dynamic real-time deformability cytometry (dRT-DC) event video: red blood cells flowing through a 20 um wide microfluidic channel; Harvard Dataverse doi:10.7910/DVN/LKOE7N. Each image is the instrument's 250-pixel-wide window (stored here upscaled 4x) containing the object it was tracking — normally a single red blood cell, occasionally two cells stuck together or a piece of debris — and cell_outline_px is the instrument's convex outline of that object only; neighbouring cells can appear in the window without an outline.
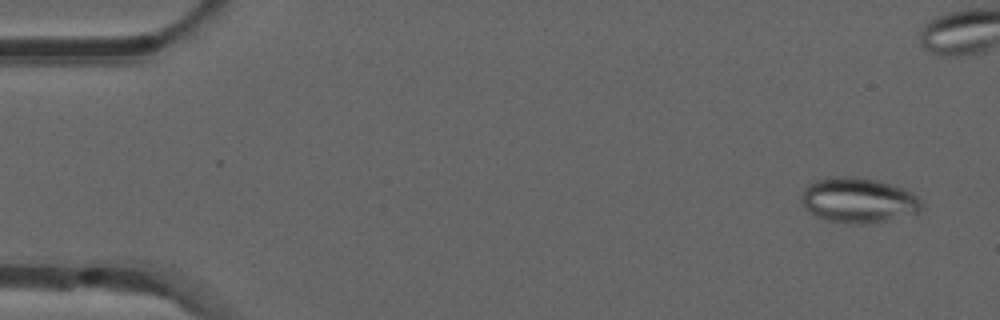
{"species": "common noctule bat (a hibernating species)", "species_latin": "Nyctalus noctula", "temperature_condition": "room temperature", "stored_images_in_passage": 43, "camera_frame_rate_fps": 3000, "um_per_image_px": 0.085, "animal": {"sex": "male", "forearm_length_mm": 52.5}, "frame": {"image": 1, "passage_image": 3, "time_ms": 0.667, "image_size_px": [1000, 320], "cell_outline_px": [[924, 208], [920, 212], [888, 220], [868, 224], [856, 224], [828, 220], [816, 216], [808, 212], [804, 208], [800, 200], [800, 196], [804, 188], [808, 184], [816, 180], [832, 176], [856, 176], [880, 180], [904, 188], [912, 192], [924, 204]], "centroid_in_image_um": [72.96, 17.01], "position_along_channel_um": 12.0, "area_um2": 32.19}}
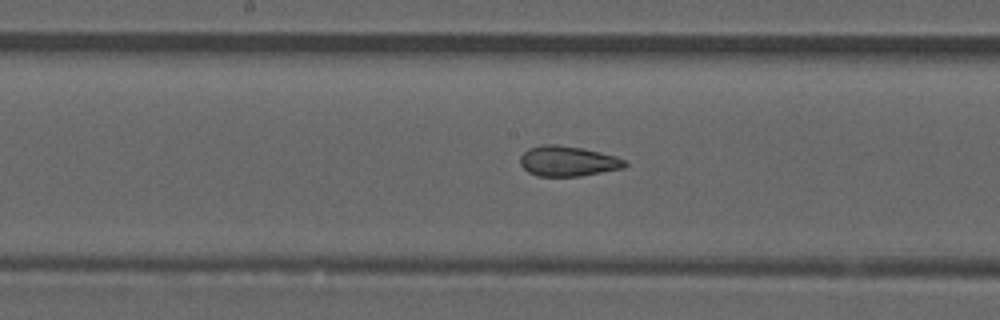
{"frame": {"image": 2, "passage_image": 27, "time_ms": 8.667, "image_size_px": [1000, 320], "cell_outline_px": [[628, 164], [624, 168], [580, 176], [536, 176], [528, 172], [520, 164], [520, 156], [528, 148], [544, 144], [556, 144], [580, 148], [600, 152], [616, 156], [628, 160]], "centroid_in_image_um": [48.28, 13.7], "position_along_channel_um": 199.9, "area_um2": 18.55}}
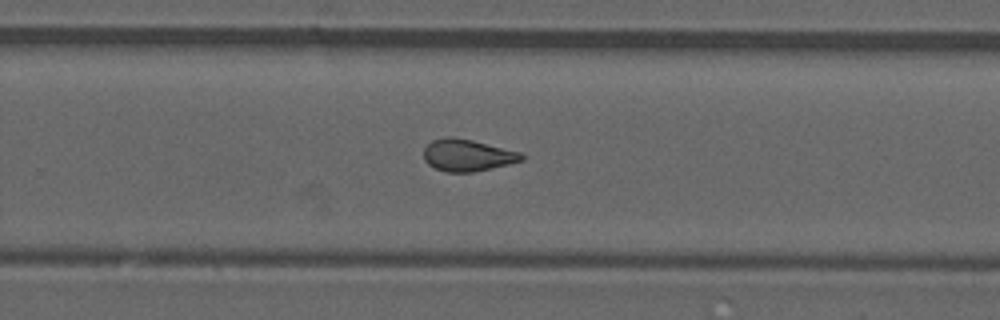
{"frame": {"image": 3, "passage_image": 34, "time_ms": 11.0, "image_size_px": [1000, 320], "cell_outline_px": [[524, 160], [508, 164], [472, 172], [444, 172], [428, 164], [424, 160], [424, 148], [432, 140], [444, 136], [452, 136], [472, 140], [520, 152], [524, 156]], "centroid_in_image_um": [39.7, 13.18], "position_along_channel_um": 290.1, "area_um2": 18.15}}